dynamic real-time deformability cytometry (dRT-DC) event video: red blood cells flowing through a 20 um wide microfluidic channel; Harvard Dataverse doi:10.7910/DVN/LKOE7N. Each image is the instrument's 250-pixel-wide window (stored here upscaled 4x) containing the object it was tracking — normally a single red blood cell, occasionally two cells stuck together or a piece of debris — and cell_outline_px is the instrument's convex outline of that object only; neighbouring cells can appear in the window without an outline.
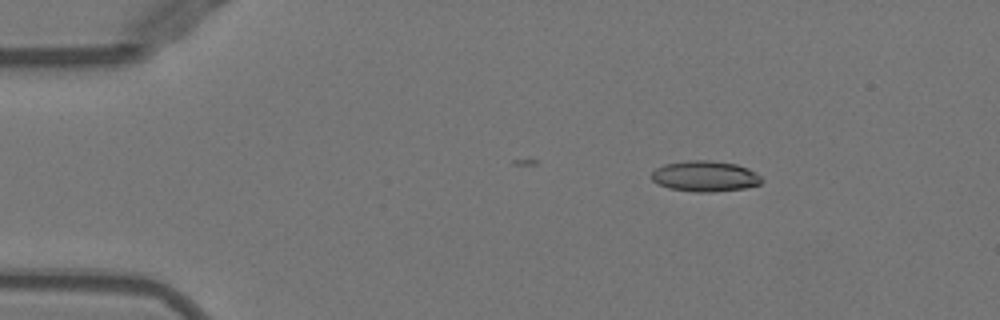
{"species": "Egyptian fruit bat (a non-hibernating species)", "species_latin": "Rousettus aegyptiacus", "temperature_condition": "warm", "stored_images_in_passage": 14, "camera_frame_rate_fps": 3000, "um_per_image_px": 0.085, "animal": {"sex": "female"}, "frame": {"image": 1, "passage_image": 7, "time_ms": 2.0, "image_size_px": [1000, 320], "cell_outline_px": [[764, 180], [760, 184], [744, 188], [712, 192], [696, 192], [668, 188], [652, 180], [652, 172], [656, 168], [664, 164], [688, 160], [712, 160], [736, 164], [748, 168], [756, 172]], "centroid_in_image_um": [59.95, 14.97], "position_along_channel_um": 25.1, "area_um2": 19.77}}